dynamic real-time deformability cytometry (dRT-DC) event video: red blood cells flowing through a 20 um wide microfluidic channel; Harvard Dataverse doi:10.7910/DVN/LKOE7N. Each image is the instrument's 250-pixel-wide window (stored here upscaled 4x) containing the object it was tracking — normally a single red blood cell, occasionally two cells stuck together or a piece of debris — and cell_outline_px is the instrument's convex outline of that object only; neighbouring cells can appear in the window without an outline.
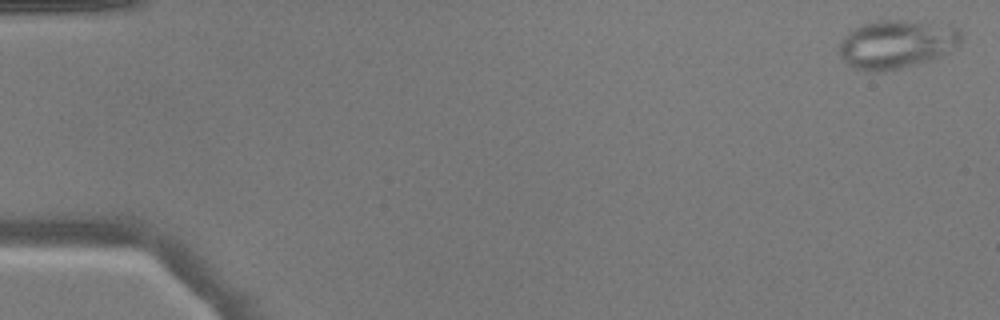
{"species": "common noctule bat (a hibernating species)", "species_latin": "Nyctalus noctula", "temperature_condition": "warm", "stored_images_in_passage": 12, "camera_frame_rate_fps": 3000, "um_per_image_px": 0.085, "animal": {"sex": "male", "body_mass_g": 17.9}, "frame": {"image": 1, "passage_image": 1, "time_ms": 0.0, "image_size_px": [1000, 320], "cell_outline_px": [[964, 36], [960, 44], [940, 56], [916, 64], [884, 72], [864, 72], [848, 64], [840, 56], [840, 40], [848, 32], [860, 24], [880, 20], [904, 20], [948, 24], [960, 28]], "centroid_in_image_um": [76.24, 3.74], "position_along_channel_um": 8.8, "area_um2": 34.91}}